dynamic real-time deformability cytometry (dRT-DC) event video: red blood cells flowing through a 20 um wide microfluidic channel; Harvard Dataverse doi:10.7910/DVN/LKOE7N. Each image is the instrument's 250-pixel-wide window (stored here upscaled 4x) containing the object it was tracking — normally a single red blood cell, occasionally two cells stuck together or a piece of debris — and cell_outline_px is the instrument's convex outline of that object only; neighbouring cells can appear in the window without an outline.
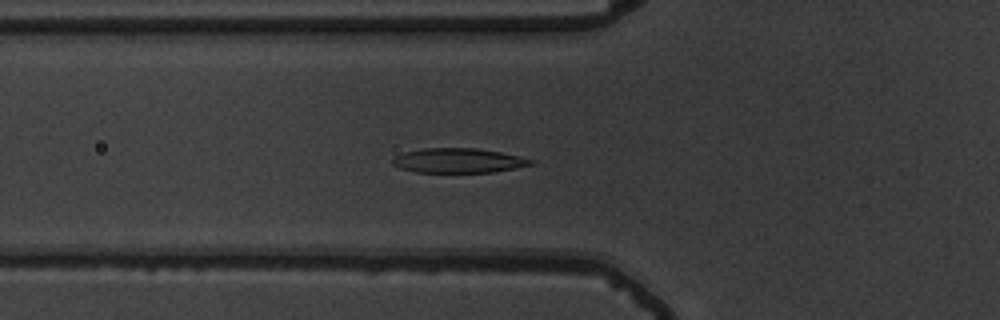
{"species": "common noctule bat (a hibernating species)", "species_latin": "Nyctalus noctula", "temperature_condition": "warm", "stored_images_in_passage": 56, "camera_frame_rate_fps": 3000, "um_per_image_px": 0.085, "animal": {"sex": "male", "body_mass_g": 19.5, "forearm_length_mm": 54.6}, "frame": {"image": 1, "passage_image": 21, "time_ms": 6.667, "image_size_px": [1000, 320], "cell_outline_px": [[536, 164], [516, 168], [492, 172], [416, 172], [400, 168], [392, 164], [392, 156], [404, 152], [424, 148], [476, 148], [500, 152], [520, 156], [536, 160]], "centroid_in_image_um": [38.98, 13.64], "position_along_channel_um": 86.8, "area_um2": 20.0}}
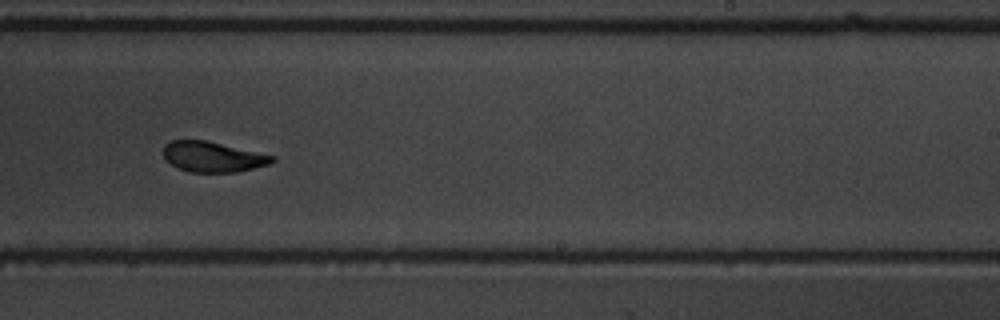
{"frame": {"image": 2, "passage_image": 36, "time_ms": 11.667, "image_size_px": [1000, 320], "cell_outline_px": [[276, 160], [268, 164], [236, 172], [188, 172], [172, 164], [164, 156], [164, 144], [168, 140], [204, 140], [276, 156]], "centroid_in_image_um": [18.08, 13.32], "position_along_channel_um": 270.9, "area_um2": 19.02}}
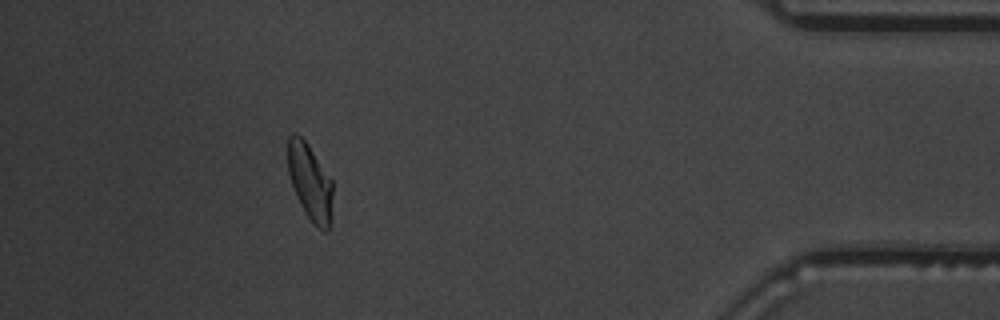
{"frame": {"image": 3, "passage_image": 51, "time_ms": 16.667, "image_size_px": [1000, 320], "cell_outline_px": [[332, 196], [328, 232], [324, 232], [304, 212], [300, 204], [292, 184], [288, 172], [288, 136], [292, 132], [296, 132], [308, 144], [332, 180]], "centroid_in_image_um": [26.34, 15.42], "position_along_channel_um": 408.9, "area_um2": 19.59}, "authors_computed_cell_mechanics": {"area_um2": 20.3167, "velocity_mm_per_s": 3.6803, "shape_relaxation_time_tau1_ms": 4.2558, "shape_relaxation_time_tau2_ms": 1.7231, "deformation_change_tau1": 0.178, "deformation_change_tau2": 0.0796}}